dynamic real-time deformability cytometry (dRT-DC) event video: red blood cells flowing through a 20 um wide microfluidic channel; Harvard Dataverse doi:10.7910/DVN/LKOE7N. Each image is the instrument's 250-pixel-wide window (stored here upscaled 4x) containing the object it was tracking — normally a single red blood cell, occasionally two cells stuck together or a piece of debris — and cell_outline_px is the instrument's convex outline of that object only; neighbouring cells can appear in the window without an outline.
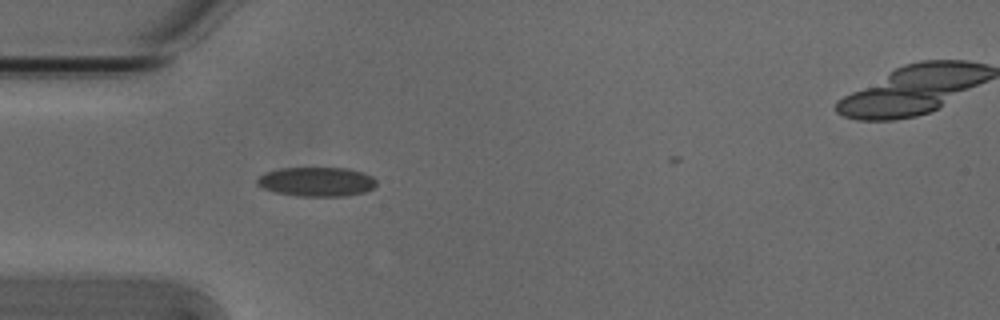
{"species": "Egyptian fruit bat (a non-hibernating species)", "species_latin": "Rousettus aegyptiacus", "temperature_condition": "cold", "stored_images_in_passage": 2, "camera_frame_rate_fps": 3000, "um_per_image_px": 0.085, "animal": {"sex": "male"}, "frame": {"image": 1, "passage_image": 1, "time_ms": 0.0, "image_size_px": [1000, 320], "cell_outline_px": [[376, 184], [372, 188], [364, 192], [348, 196], [296, 196], [276, 192], [260, 188], [256, 184], [256, 180], [264, 172], [280, 168], [348, 168], [372, 176], [376, 180]], "centroid_in_image_um": [26.87, 15.45], "position_along_channel_um": 58.1, "area_um2": 20.46}}